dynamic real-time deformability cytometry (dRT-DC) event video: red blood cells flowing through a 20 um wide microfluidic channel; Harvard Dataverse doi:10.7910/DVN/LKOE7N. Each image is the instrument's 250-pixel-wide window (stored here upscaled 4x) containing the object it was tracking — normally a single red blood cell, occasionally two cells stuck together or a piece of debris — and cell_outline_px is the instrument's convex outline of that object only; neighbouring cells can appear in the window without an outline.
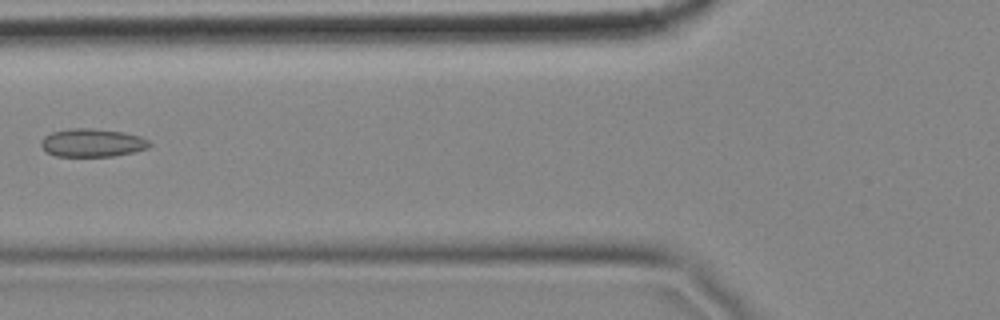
{"species": "common noctule bat (a hibernating species)", "species_latin": "Nyctalus noctula", "temperature_condition": "cold", "stored_images_in_passage": 7, "camera_frame_rate_fps": 3000, "um_per_image_px": 0.085, "animal": {"sex": "female", "body_mass_g": 18.4}, "frame": {"image": 1, "passage_image": 7, "time_ms": 2.0, "image_size_px": [1000, 320], "cell_outline_px": [[152, 144], [148, 148], [132, 152], [112, 156], [56, 156], [48, 152], [40, 144], [44, 136], [52, 132], [68, 128], [92, 128], [124, 132], [140, 136], [148, 140]], "centroid_in_image_um": [7.85, 12.12], "position_along_channel_um": 117.9, "area_um2": 17.74}}